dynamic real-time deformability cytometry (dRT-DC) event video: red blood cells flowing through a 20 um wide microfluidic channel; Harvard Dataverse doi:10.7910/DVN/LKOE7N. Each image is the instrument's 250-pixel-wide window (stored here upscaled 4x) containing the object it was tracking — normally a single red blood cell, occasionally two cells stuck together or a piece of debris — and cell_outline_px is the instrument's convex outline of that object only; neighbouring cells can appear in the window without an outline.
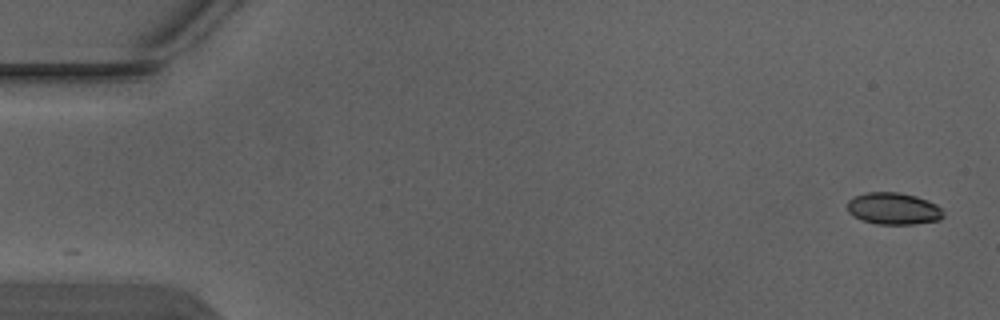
{"species": "Egyptian fruit bat (a non-hibernating species)", "species_latin": "Rousettus aegyptiacus", "temperature_condition": "warm", "stored_images_in_passage": 4, "segment_of_instrument_passage": [1, 2], "camera_frame_rate_fps": 3000, "um_per_image_px": 0.085, "animal": {"sex": "male"}, "frame": {"image": 1, "passage_image": 1, "time_ms": 0.0, "image_size_px": [1000, 320], "cell_outline_px": [[944, 216], [940, 220], [912, 224], [876, 224], [852, 216], [848, 212], [848, 200], [856, 196], [868, 192], [900, 192], [916, 196], [928, 200], [936, 204], [944, 212]], "centroid_in_image_um": [75.96, 17.73], "position_along_channel_um": 9.0, "area_um2": 17.86}}